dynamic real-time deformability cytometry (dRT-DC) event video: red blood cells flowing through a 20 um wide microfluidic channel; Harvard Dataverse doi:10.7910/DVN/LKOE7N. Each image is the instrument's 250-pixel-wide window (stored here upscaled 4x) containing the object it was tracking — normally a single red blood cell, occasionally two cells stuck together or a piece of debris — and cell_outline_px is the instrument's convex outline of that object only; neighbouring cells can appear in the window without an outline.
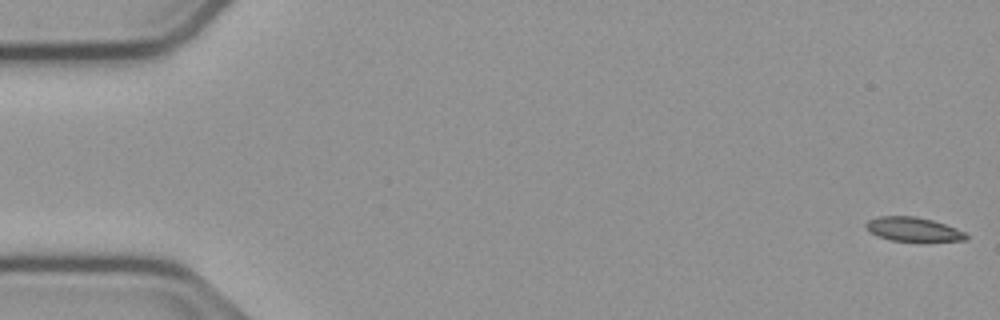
{"species": "common noctule bat (a hibernating species)", "species_latin": "Nyctalus noctula", "temperature_condition": "cold", "stored_images_in_passage": 55, "camera_frame_rate_fps": 3000, "um_per_image_px": 0.085, "animal": {"sex": "male", "body_mass_g": 23.1, "forearm_length_mm": 52.7}, "frame": {"image": 1, "passage_image": 1, "time_ms": 0.0, "image_size_px": [1000, 320], "cell_outline_px": [[968, 240], [892, 240], [876, 236], [868, 232], [864, 228], [864, 224], [868, 220], [876, 216], [916, 216], [932, 220], [956, 228], [964, 232], [968, 236]], "centroid_in_image_um": [77.53, 19.46], "position_along_channel_um": 7.5, "area_um2": 13.93}}
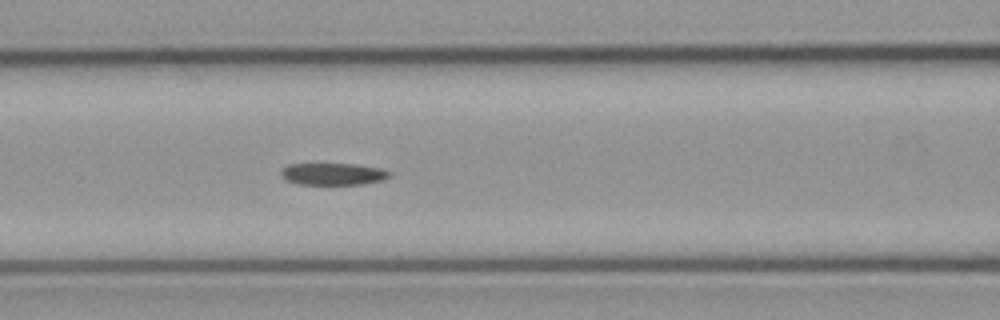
{"frame": {"image": 2, "passage_image": 23, "time_ms": 7.333, "image_size_px": [1000, 320], "cell_outline_px": [[392, 176], [384, 180], [364, 184], [296, 184], [284, 180], [280, 176], [280, 172], [288, 164], [356, 164], [384, 168], [392, 172]], "centroid_in_image_um": [28.36, 14.79], "position_along_channel_um": 138.2, "area_um2": 14.22}}
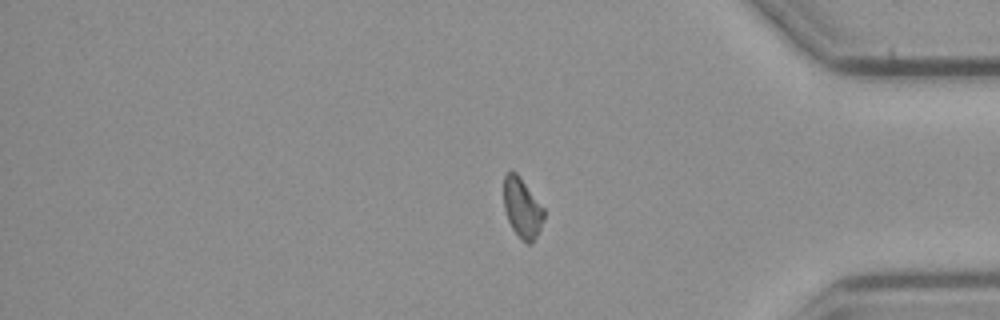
{"frame": {"image": 3, "passage_image": 45, "time_ms": 14.667, "image_size_px": [1000, 320], "cell_outline_px": [[544, 220], [532, 244], [528, 244], [512, 228], [508, 220], [504, 208], [504, 176], [512, 168], [516, 172], [544, 208]], "centroid_in_image_um": [44.38, 17.65], "position_along_channel_um": 390.8, "area_um2": 13.81}}